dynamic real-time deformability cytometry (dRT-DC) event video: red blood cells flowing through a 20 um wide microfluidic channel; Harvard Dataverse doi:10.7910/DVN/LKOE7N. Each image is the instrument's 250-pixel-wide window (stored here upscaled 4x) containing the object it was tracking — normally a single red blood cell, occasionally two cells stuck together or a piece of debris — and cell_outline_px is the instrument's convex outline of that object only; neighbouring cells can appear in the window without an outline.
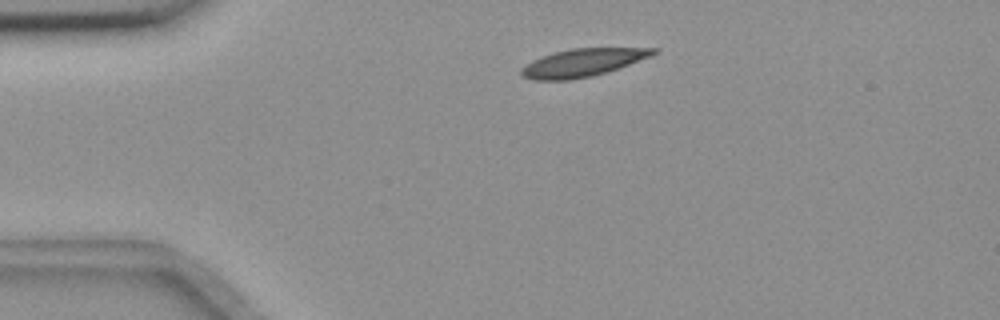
{"species": "common noctule bat (a hibernating species)", "species_latin": "Nyctalus noctula", "temperature_condition": "room temperature", "stored_images_in_passage": 46, "camera_frame_rate_fps": 3000, "um_per_image_px": 0.085, "animal": {"sex": "female", "body_mass_g": 18.4}, "frame": {"image": 1, "passage_image": 2, "time_ms": 0.333, "image_size_px": [1000, 320], "cell_outline_px": [[660, 48], [652, 56], [592, 76], [568, 80], [536, 80], [524, 76], [520, 72], [520, 68], [532, 60], [552, 52], [572, 48]], "centroid_in_image_um": [49.49, 5.31], "position_along_channel_um": 35.5, "area_um2": 21.15}}
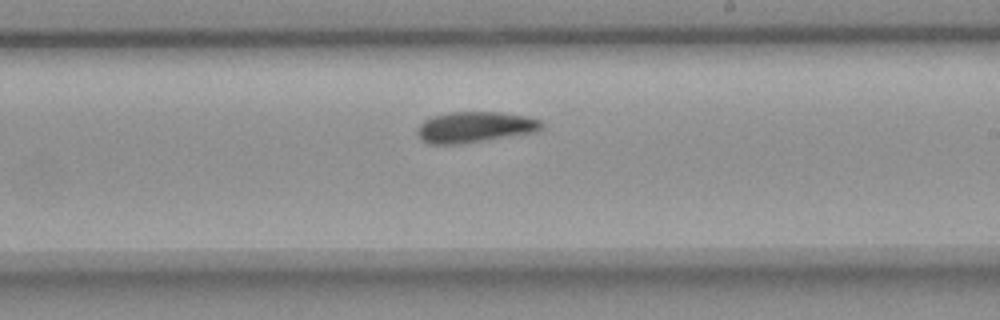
{"frame": {"image": 2, "passage_image": 23, "time_ms": 7.333, "image_size_px": [1000, 320], "cell_outline_px": [[544, 128], [536, 132], [460, 144], [428, 144], [416, 132], [416, 128], [424, 120], [432, 116], [448, 112], [500, 112], [528, 116], [540, 120], [544, 124]], "centroid_in_image_um": [40.38, 10.79], "position_along_channel_um": 248.6, "area_um2": 22.48}}
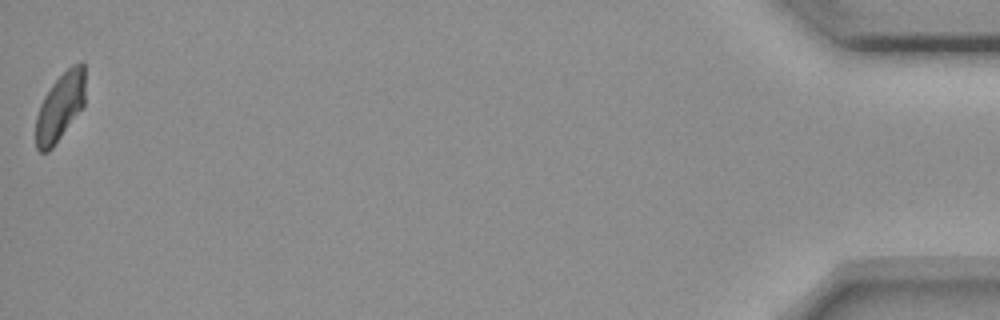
{"frame": {"image": 3, "passage_image": 46, "time_ms": 15.0, "image_size_px": [1000, 320], "cell_outline_px": [[84, 104], [52, 148], [48, 152], [40, 152], [36, 148], [36, 116], [40, 104], [44, 96], [52, 84], [72, 64], [84, 64]], "centroid_in_image_um": [5.08, 9.1], "position_along_channel_um": 430.1, "area_um2": 19.07}, "authors_computed_cell_mechanics": {"area_um2": 21.7328, "velocity_mm_per_s": 3.6144, "shape_relaxation_time_tau1_ms": 5.9217, "shape_relaxation_time_tau2_ms": 8.8039, "deformation_change_tau1": 0.1428, "deformation_change_tau2": 0.1051}}